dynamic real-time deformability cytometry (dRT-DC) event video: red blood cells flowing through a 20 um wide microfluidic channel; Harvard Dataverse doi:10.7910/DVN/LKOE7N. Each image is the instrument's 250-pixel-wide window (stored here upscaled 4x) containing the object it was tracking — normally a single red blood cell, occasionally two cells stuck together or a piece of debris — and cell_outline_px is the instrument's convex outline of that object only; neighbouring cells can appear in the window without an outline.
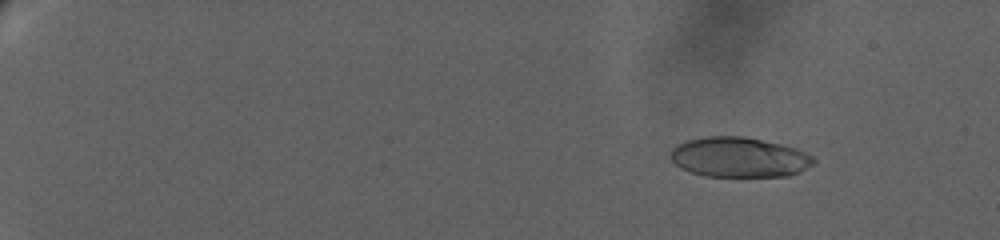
{"species": "human", "species_latin": "Homo sapiens", "temperature_condition": "warm", "stored_images_in_passage": 48, "camera_frame_rate_fps": 3000, "um_per_image_px": 0.085, "donor": {"sex": "female"}, "frame": {"image": 1, "passage_image": 7, "time_ms": 3.667, "image_size_px": [1000, 240], "cell_outline_px": [[816, 160], [812, 164], [800, 172], [788, 176], [704, 176], [680, 168], [672, 160], [672, 148], [676, 144], [684, 140], [704, 136], [744, 136], [780, 144], [796, 148], [812, 156]], "centroid_in_image_um": [62.81, 13.36], "position_along_channel_um": 22.2, "area_um2": 33.35}}
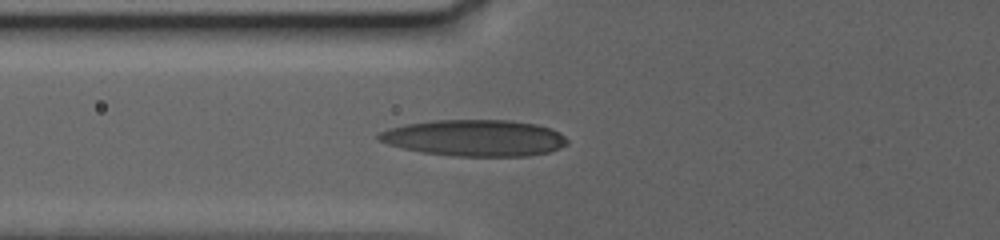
{"frame": {"image": 2, "passage_image": 32, "time_ms": 11.667, "image_size_px": [1000, 240], "cell_outline_px": [[568, 144], [560, 148], [548, 152], [528, 156], [456, 156], [424, 152], [404, 148], [388, 144], [376, 140], [376, 136], [380, 132], [388, 128], [408, 124], [432, 120], [512, 120], [536, 124], [560, 132], [568, 140]], "centroid_in_image_um": [40.36, 11.72], "position_along_channel_um": 85.4, "area_um2": 40.0}}
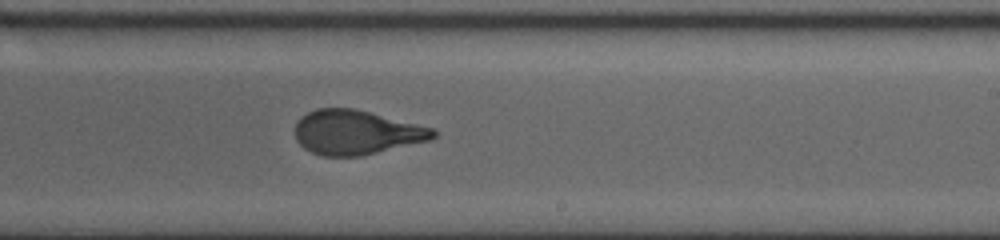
{"frame": {"image": 3, "passage_image": 47, "time_ms": 17.667, "image_size_px": [1000, 240], "cell_outline_px": [[436, 136], [432, 140], [360, 156], [320, 156], [304, 148], [296, 140], [296, 120], [300, 116], [316, 108], [356, 108], [432, 128], [436, 132]], "centroid_in_image_um": [30.26, 11.25], "position_along_channel_um": 258.7, "area_um2": 35.84}}